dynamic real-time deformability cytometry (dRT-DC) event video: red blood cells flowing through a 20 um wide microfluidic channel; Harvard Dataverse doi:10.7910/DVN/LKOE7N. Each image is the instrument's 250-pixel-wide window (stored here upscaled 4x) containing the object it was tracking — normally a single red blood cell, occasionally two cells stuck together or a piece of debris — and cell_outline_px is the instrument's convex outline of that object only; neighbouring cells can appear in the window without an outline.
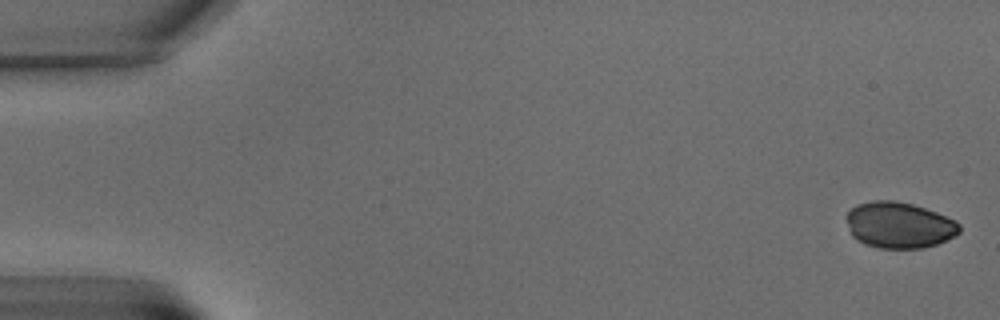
{"species": "common noctule bat (a hibernating species)", "species_latin": "Nyctalus noctula", "temperature_condition": "warm", "stored_images_in_passage": 8, "camera_frame_rate_fps": 3000, "um_per_image_px": 0.085, "animal": {"sex": "male", "body_mass_g": 15.6}, "frame": {"image": 1, "passage_image": 1, "time_ms": 0.0, "image_size_px": [1000, 320], "cell_outline_px": [[960, 232], [936, 244], [924, 248], [880, 248], [864, 244], [856, 240], [852, 236], [844, 216], [856, 204], [872, 200], [896, 200], [912, 204], [936, 212], [956, 220], [960, 224]], "centroid_in_image_um": [76.39, 19.12], "position_along_channel_um": 8.6, "area_um2": 30.52}}
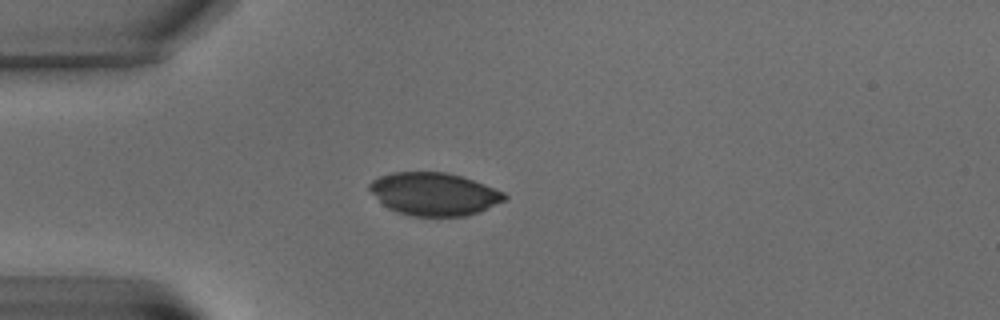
{"frame": {"image": 2, "passage_image": 6, "time_ms": 6.0, "image_size_px": [1000, 320], "cell_outline_px": [[508, 196], [504, 200], [480, 212], [464, 216], [412, 216], [396, 212], [388, 208], [368, 188], [368, 184], [372, 180], [380, 176], [392, 172], [448, 172], [484, 184], [504, 192]], "centroid_in_image_um": [36.89, 16.49], "position_along_channel_um": 48.1, "area_um2": 33.52}}
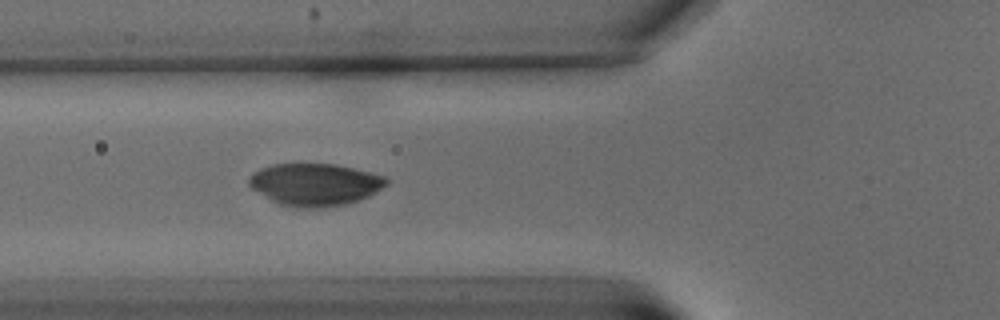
{"frame": {"image": 3, "passage_image": 8, "time_ms": 8.333, "image_size_px": [1000, 320], "cell_outline_px": [[388, 184], [376, 192], [368, 196], [344, 204], [324, 208], [296, 208], [280, 204], [272, 200], [252, 188], [248, 184], [248, 180], [252, 172], [260, 168], [272, 164], [336, 164], [384, 176], [388, 180]], "centroid_in_image_um": [26.75, 15.68], "position_along_channel_um": 99.1, "area_um2": 33.7}}